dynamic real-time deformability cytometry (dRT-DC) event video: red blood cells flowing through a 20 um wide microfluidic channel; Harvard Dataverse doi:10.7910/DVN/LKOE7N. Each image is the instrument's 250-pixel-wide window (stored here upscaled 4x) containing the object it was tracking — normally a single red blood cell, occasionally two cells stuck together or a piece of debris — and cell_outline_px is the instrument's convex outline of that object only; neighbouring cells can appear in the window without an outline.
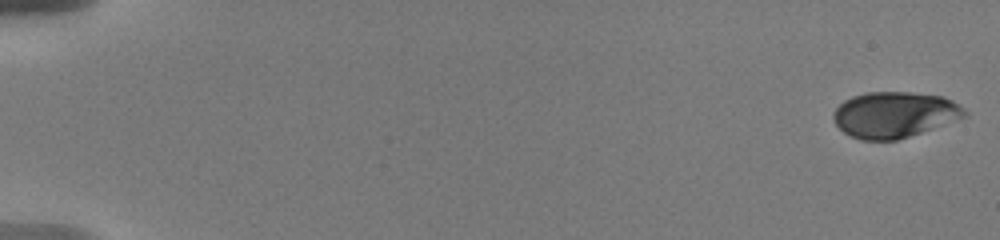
{"species": "human", "species_latin": "Homo sapiens", "temperature_condition": "warm", "stored_images_in_passage": 10, "camera_frame_rate_fps": 3000, "um_per_image_px": 0.085, "donor": {"sex": "male"}, "frame": {"image": 1, "passage_image": 1, "time_ms": 0.0, "image_size_px": [1000, 240], "cell_outline_px": [[968, 116], [896, 140], [860, 140], [844, 132], [836, 124], [832, 116], [836, 108], [844, 100], [852, 96], [868, 92], [908, 92], [940, 96], [952, 100], [964, 108], [968, 112]], "centroid_in_image_um": [76.02, 9.74], "position_along_channel_um": 9.0, "area_um2": 34.8}}
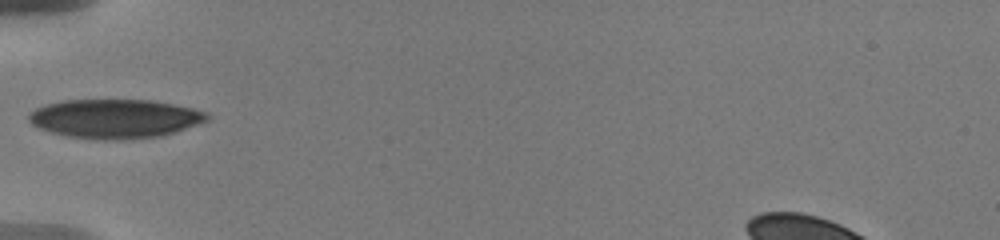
{"frame": {"image": 2, "passage_image": 9, "time_ms": 6.667, "image_size_px": [1000, 240], "cell_outline_px": [[208, 120], [176, 132], [160, 136], [72, 136], [52, 132], [40, 128], [32, 124], [28, 120], [28, 116], [36, 108], [48, 104], [64, 100], [152, 100], [192, 108], [208, 112]], "centroid_in_image_um": [9.8, 10.02], "position_along_channel_um": 75.2, "area_um2": 38.73}}
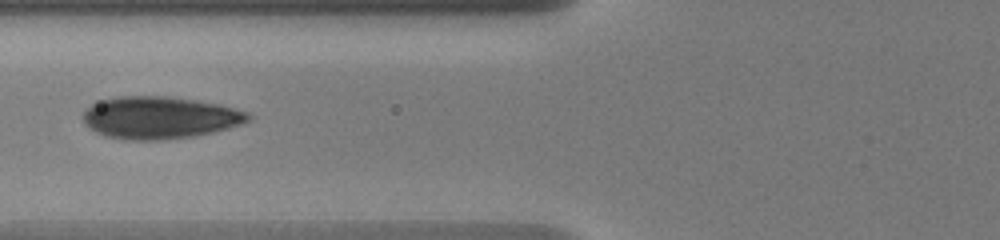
{"frame": {"image": 3, "passage_image": 10, "time_ms": 7.667, "image_size_px": [1000, 240], "cell_outline_px": [[252, 120], [244, 124], [212, 132], [192, 136], [156, 140], [132, 140], [108, 136], [96, 132], [84, 124], [84, 112], [92, 104], [100, 100], [120, 96], [168, 96], [196, 100], [220, 104], [248, 112], [252, 116]], "centroid_in_image_um": [13.62, 9.99], "position_along_channel_um": 112.2, "area_um2": 40.58}}